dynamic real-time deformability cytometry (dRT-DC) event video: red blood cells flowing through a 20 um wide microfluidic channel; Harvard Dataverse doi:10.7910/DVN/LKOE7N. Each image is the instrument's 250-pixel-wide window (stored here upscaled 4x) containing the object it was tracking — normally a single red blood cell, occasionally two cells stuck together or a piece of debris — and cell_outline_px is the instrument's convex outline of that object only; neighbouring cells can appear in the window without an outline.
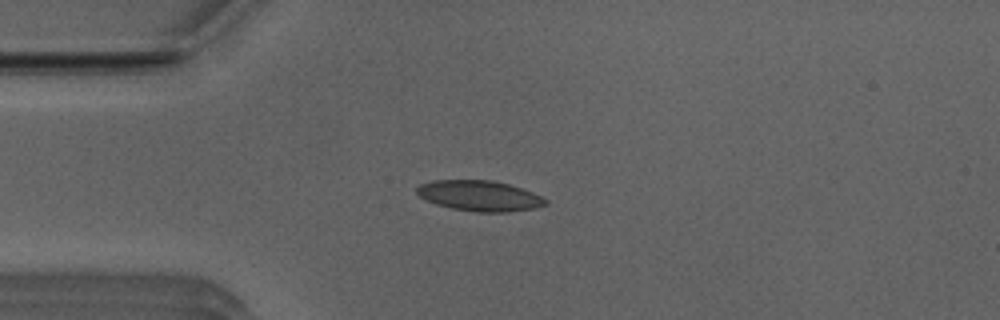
{"species": "Egyptian fruit bat (a non-hibernating species)", "species_latin": "Rousettus aegyptiacus", "temperature_condition": "room temperature", "stored_images_in_passage": 33, "camera_frame_rate_fps": 3000, "um_per_image_px": 0.085, "animal": {"sex": "male"}, "frame": {"image": 1, "passage_image": 2, "time_ms": 0.333, "image_size_px": [1000, 320], "cell_outline_px": [[548, 204], [532, 208], [508, 212], [476, 212], [452, 208], [436, 204], [420, 196], [416, 192], [416, 188], [420, 184], [432, 180], [492, 180], [508, 184], [532, 192], [548, 200]], "centroid_in_image_um": [40.75, 16.64], "position_along_channel_um": 44.3, "area_um2": 22.72}}
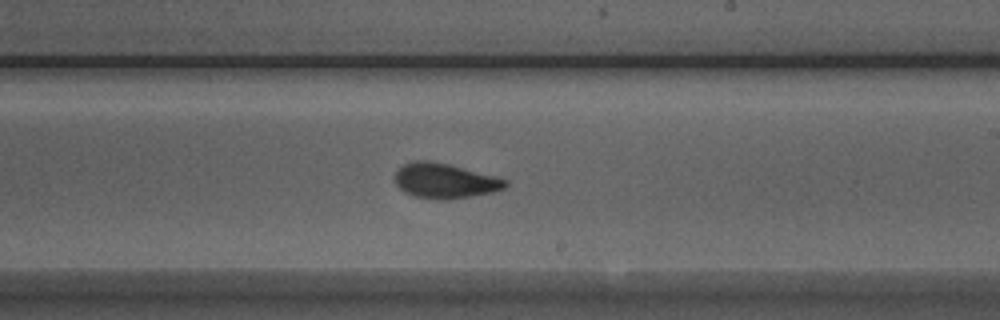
{"frame": {"image": 2, "passage_image": 19, "time_ms": 6.0, "image_size_px": [1000, 320], "cell_outline_px": [[508, 184], [504, 188], [492, 192], [448, 200], [440, 200], [412, 196], [404, 192], [396, 184], [396, 172], [404, 164], [416, 160], [428, 160], [448, 164], [508, 180]], "centroid_in_image_um": [37.79, 15.38], "position_along_channel_um": 251.2, "area_um2": 22.25}}
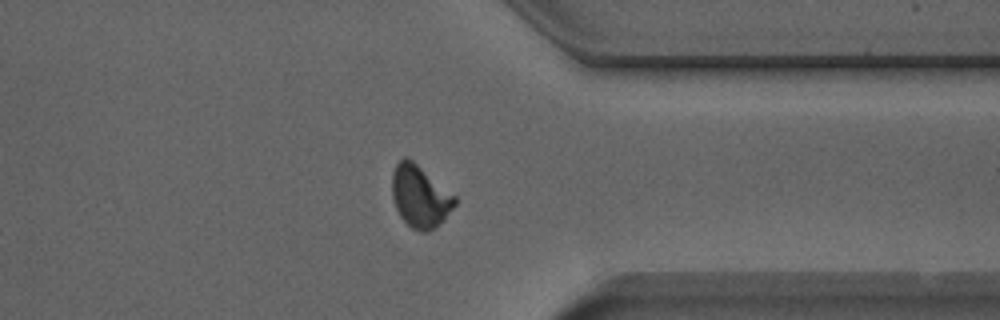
{"frame": {"image": 3, "passage_image": 29, "time_ms": 9.333, "image_size_px": [1000, 320], "cell_outline_px": [[456, 204], [444, 220], [436, 228], [428, 232], [420, 232], [412, 228], [400, 216], [396, 208], [392, 196], [392, 172], [396, 164], [404, 156], [408, 156], [456, 196]], "centroid_in_image_um": [35.7, 16.69], "position_along_channel_um": 375.7, "area_um2": 22.89}, "authors_computed_cell_mechanics": {"area_um2": 22.542, "velocity_mm_per_s": 3.9325, "shape_relaxation_time_tau1_ms": 5.7303, "shape_relaxation_time_tau2_ms": 1.294, "deformation_change_tau1": 0.1326, "deformation_change_tau2": 0.059}}